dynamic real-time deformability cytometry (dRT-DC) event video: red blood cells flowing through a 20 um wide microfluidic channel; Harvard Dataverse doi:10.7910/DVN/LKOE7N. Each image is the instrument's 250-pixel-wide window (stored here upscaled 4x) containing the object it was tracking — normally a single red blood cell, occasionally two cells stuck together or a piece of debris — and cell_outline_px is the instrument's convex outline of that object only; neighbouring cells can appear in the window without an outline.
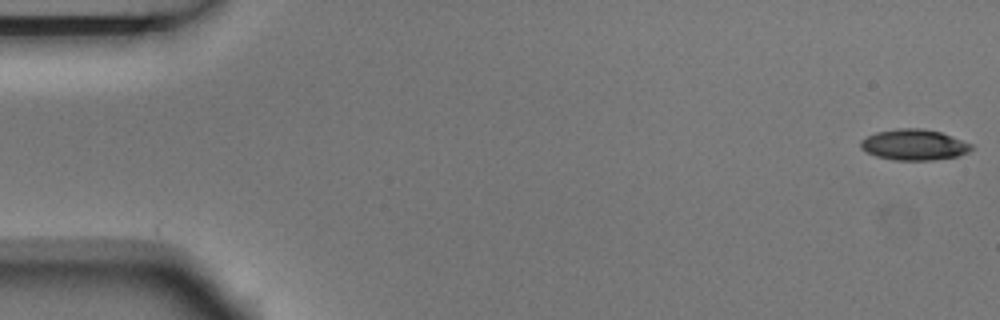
{"species": "Egyptian fruit bat (a non-hibernating species)", "species_latin": "Rousettus aegyptiacus", "temperature_condition": "room temperature", "stored_images_in_passage": 6, "camera_frame_rate_fps": 3000, "um_per_image_px": 0.085, "animal": {"sex": "male"}, "frame": {"image": 1, "passage_image": 1, "time_ms": 0.0, "image_size_px": [1000, 320], "cell_outline_px": [[972, 148], [968, 152], [956, 156], [932, 160], [896, 160], [876, 156], [860, 148], [860, 140], [876, 132], [896, 128], [920, 128], [940, 132], [952, 136], [972, 144]], "centroid_in_image_um": [77.67, 12.3], "position_along_channel_um": 7.3, "area_um2": 19.77}}